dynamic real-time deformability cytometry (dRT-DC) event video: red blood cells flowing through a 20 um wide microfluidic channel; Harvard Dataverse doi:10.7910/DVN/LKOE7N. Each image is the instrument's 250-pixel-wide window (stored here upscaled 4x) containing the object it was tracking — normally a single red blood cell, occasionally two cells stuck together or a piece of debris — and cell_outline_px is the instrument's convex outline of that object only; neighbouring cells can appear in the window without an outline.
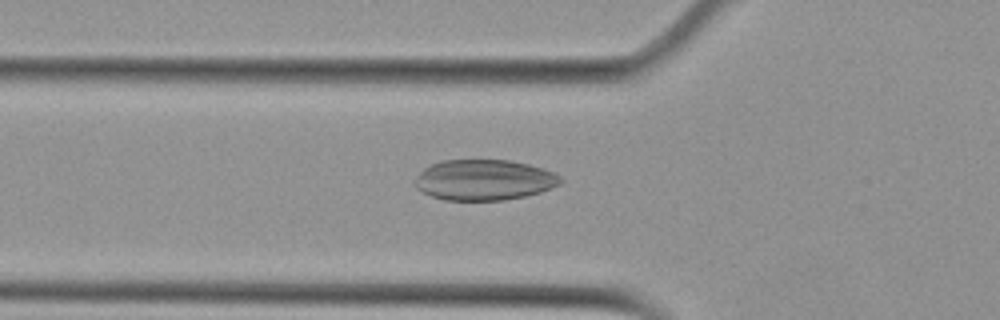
{"species": "Egyptian fruit bat (a non-hibernating species)", "species_latin": "Rousettus aegyptiacus", "temperature_condition": "cold", "stored_images_in_passage": 33, "camera_frame_rate_fps": 3000, "um_per_image_px": 0.085, "animal": {"sex": "female"}, "frame": {"image": 1, "passage_image": 5, "time_ms": 1.333, "image_size_px": [1000, 320], "cell_outline_px": [[564, 180], [560, 184], [540, 192], [524, 196], [504, 200], [444, 200], [432, 196], [416, 188], [412, 184], [412, 180], [424, 168], [440, 160], [508, 160], [528, 164], [544, 168], [560, 176]], "centroid_in_image_um": [41.12, 15.29], "position_along_channel_um": 84.7, "area_um2": 34.62}}
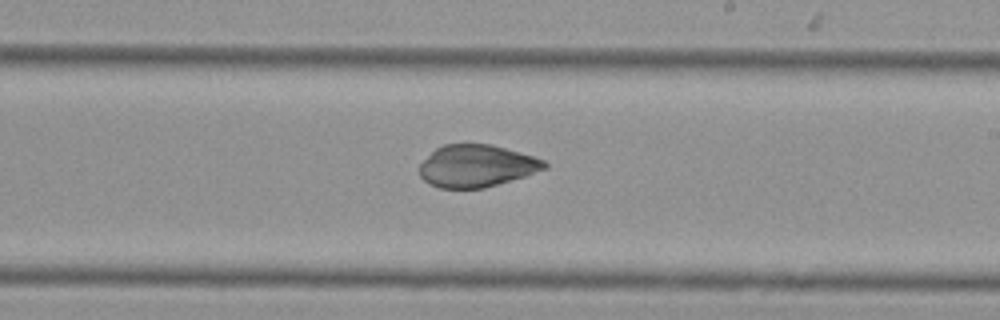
{"frame": {"image": 2, "passage_image": 18, "time_ms": 5.667, "image_size_px": [1000, 320], "cell_outline_px": [[548, 168], [524, 176], [484, 188], [440, 188], [428, 184], [420, 176], [420, 164], [436, 148], [444, 144], [492, 144], [532, 156], [544, 160], [548, 164]], "centroid_in_image_um": [40.5, 14.1], "position_along_channel_um": 248.5, "area_um2": 30.58}}
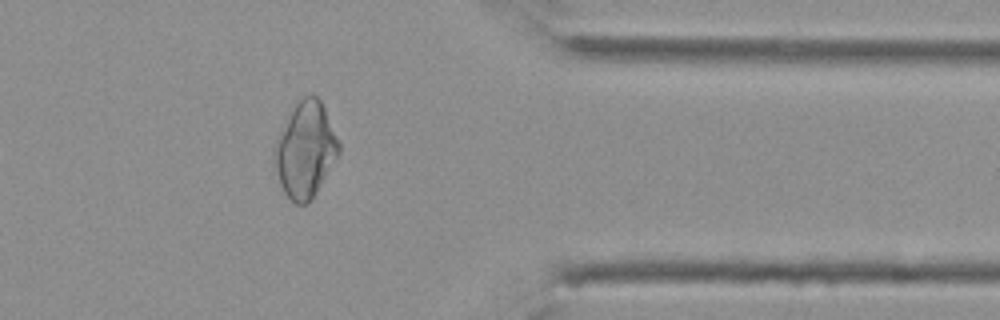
{"frame": {"image": 3, "passage_image": 30, "time_ms": 9.667, "image_size_px": [1000, 320], "cell_outline_px": [[340, 152], [316, 192], [304, 204], [296, 204], [284, 192], [280, 184], [272, 156], [272, 152], [276, 136], [296, 104], [304, 96], [316, 96], [320, 100], [324, 108], [340, 144]], "centroid_in_image_um": [25.92, 12.73], "position_along_channel_um": 385.5, "area_um2": 35.2}}